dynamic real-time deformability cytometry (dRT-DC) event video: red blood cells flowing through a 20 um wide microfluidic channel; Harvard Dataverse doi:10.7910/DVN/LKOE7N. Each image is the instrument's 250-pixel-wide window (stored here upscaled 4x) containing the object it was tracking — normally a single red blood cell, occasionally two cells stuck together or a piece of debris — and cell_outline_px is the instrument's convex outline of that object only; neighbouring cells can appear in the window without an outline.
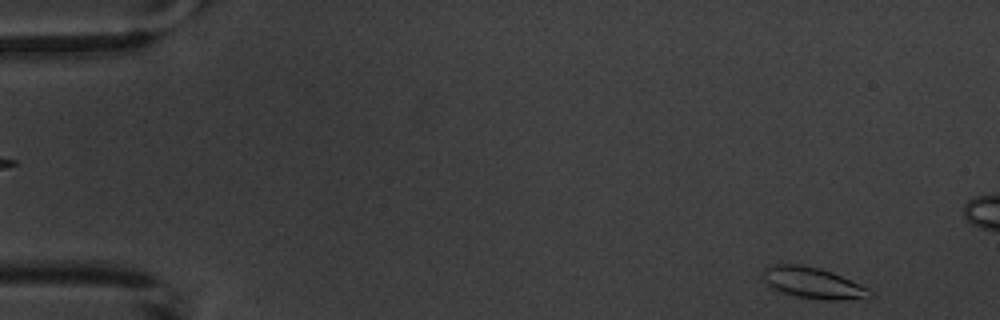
{"species": "common noctule bat (a hibernating species)", "species_latin": "Nyctalus noctula", "temperature_condition": "warm", "stored_images_in_passage": 4, "camera_frame_rate_fps": 3000, "um_per_image_px": 0.085, "animal": {"sex": "male", "body_mass_g": 20.1, "forearm_length_mm": 53.5}, "frame": {"image": 1, "passage_image": 4, "time_ms": 3.333, "image_size_px": [1000, 320], "cell_outline_px": [[872, 300], [828, 300], [796, 296], [772, 288], [764, 280], [764, 268], [772, 264], [800, 264], [820, 268], [832, 272], [860, 284], [868, 288], [872, 292]], "centroid_in_image_um": [69.19, 24.06], "position_along_channel_um": 15.8, "area_um2": 19.54}}